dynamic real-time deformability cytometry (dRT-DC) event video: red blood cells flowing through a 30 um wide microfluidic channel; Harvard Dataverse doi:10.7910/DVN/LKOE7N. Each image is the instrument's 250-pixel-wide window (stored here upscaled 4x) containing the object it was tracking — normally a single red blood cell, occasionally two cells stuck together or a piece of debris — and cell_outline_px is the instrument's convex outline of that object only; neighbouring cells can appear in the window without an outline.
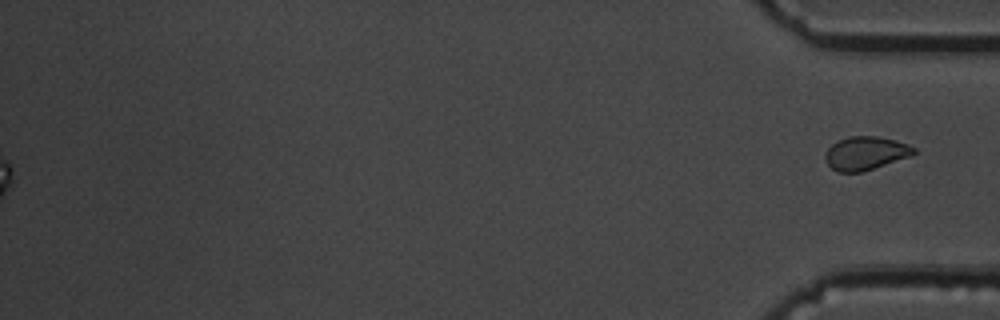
{"species": "common noctule bat (a hibernating species)", "species_latin": "Nyctalus noctula", "temperature_condition": "cold", "stored_images_in_passage": 56, "segment_of_instrument_passage": [2, 2], "camera_frame_rate_fps": 3000, "um_per_image_px": 0.085, "animal": {"sex": "male", "body_mass_g": 19.5, "forearm_length_mm": 54.6}, "frame": {"image": 1, "passage_image": 56, "time_ms": 18.333, "image_size_px": [1000, 320], "cell_outline_px": [[916, 152], [912, 156], [860, 172], [840, 172], [832, 168], [828, 164], [824, 156], [828, 148], [832, 144], [848, 136], [876, 136], [896, 140], [908, 144], [916, 148]], "centroid_in_image_um": [73.6, 13.01], "position_along_channel_um": 361.6, "area_um2": 17.17}}